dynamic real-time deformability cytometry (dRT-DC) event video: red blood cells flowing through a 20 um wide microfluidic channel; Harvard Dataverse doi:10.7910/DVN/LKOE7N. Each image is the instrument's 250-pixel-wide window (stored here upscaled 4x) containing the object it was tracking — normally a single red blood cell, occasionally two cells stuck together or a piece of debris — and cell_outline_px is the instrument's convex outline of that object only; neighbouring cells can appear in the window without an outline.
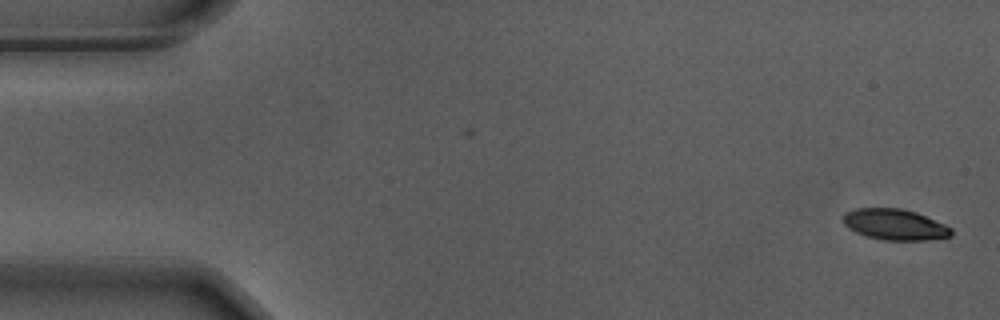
{"species": "Egyptian fruit bat (a non-hibernating species)", "species_latin": "Rousettus aegyptiacus", "temperature_condition": "warm", "stored_images_in_passage": 56, "camera_frame_rate_fps": 3000, "um_per_image_px": 0.085, "animal": {"sex": "male"}, "frame": {"image": 1, "passage_image": 1, "time_ms": 0.0, "image_size_px": [1000, 320], "cell_outline_px": [[952, 236], [924, 240], [884, 240], [868, 236], [856, 232], [848, 228], [844, 224], [844, 212], [856, 208], [904, 208], [916, 212], [944, 224], [952, 228]], "centroid_in_image_um": [76.06, 19.07], "position_along_channel_um": 8.9, "area_um2": 19.42}}
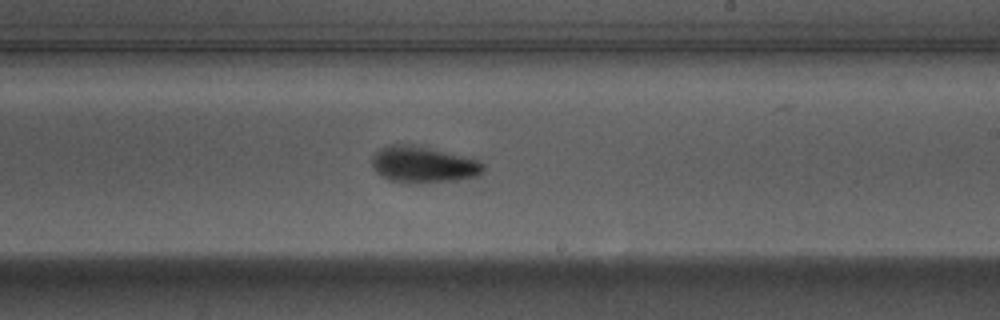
{"frame": {"image": 2, "passage_image": 32, "time_ms": 10.333, "image_size_px": [1000, 320], "cell_outline_px": [[484, 172], [480, 176], [460, 180], [412, 184], [408, 184], [388, 180], [380, 176], [376, 172], [372, 164], [372, 156], [380, 148], [388, 144], [412, 144], [480, 160], [484, 164]], "centroid_in_image_um": [35.98, 14.01], "position_along_channel_um": 253.0, "area_um2": 24.1}}
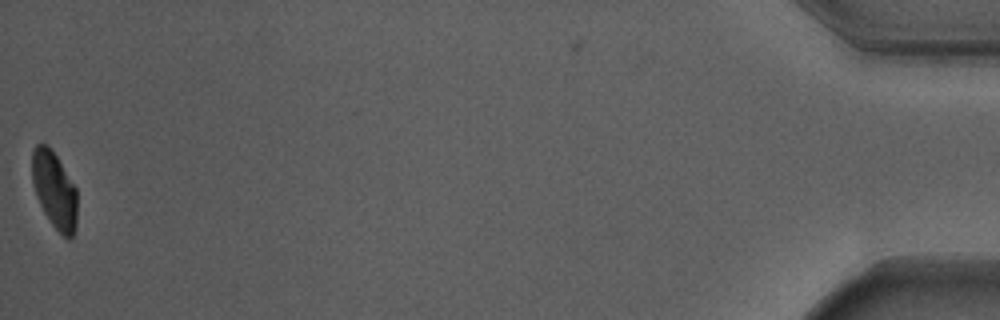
{"frame": {"image": 3, "passage_image": 55, "time_ms": 18.0, "image_size_px": [1000, 320], "cell_outline_px": [[76, 228], [72, 236], [68, 240], [52, 224], [44, 212], [40, 204], [32, 180], [32, 152], [36, 144], [48, 144], [56, 156], [76, 188]], "centroid_in_image_um": [4.62, 16.14], "position_along_channel_um": 430.6, "area_um2": 19.83}, "authors_computed_cell_mechanics": {"area_um2": 22.2241, "velocity_mm_per_s": 3.6853, "shape_relaxation_time_tau1_ms": 2.3921, "shape_relaxation_time_tau2_ms": 1.7654, "deformation_change_tau1": 0.135, "deformation_change_tau2": 0.0594}}